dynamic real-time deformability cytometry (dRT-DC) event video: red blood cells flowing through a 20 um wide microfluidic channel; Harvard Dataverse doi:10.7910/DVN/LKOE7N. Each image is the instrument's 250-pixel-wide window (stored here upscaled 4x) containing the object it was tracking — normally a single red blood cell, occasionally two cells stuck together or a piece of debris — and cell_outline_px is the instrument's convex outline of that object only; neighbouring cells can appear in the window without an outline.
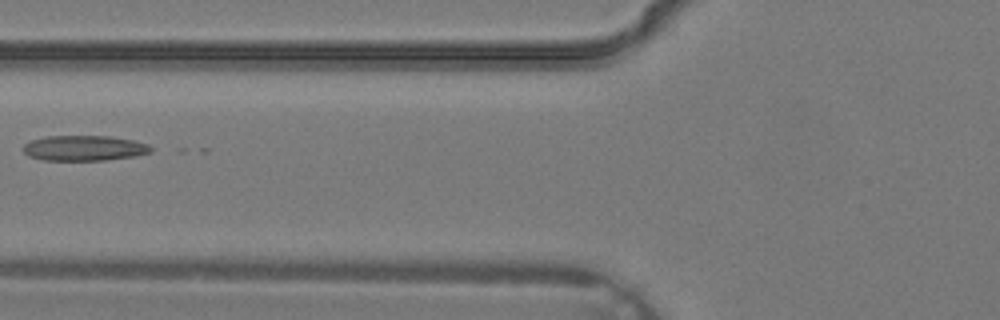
{"species": "common noctule bat (a hibernating species)", "species_latin": "Nyctalus noctula", "temperature_condition": "warm", "stored_images_in_passage": 2, "camera_frame_rate_fps": 3000, "um_per_image_px": 0.085, "animal": {"sex": "male", "body_mass_g": 19.2, "forearm_length_mm": 51.8}, "frame": {"image": 1, "passage_image": 2, "time_ms": 0.333, "image_size_px": [1000, 320], "cell_outline_px": [[152, 152], [132, 156], [104, 160], [44, 160], [28, 156], [24, 152], [24, 144], [32, 140], [48, 136], [112, 136], [132, 140], [148, 144], [152, 148]], "centroid_in_image_um": [7.16, 12.58], "position_along_channel_um": 118.6, "area_um2": 18.67}}